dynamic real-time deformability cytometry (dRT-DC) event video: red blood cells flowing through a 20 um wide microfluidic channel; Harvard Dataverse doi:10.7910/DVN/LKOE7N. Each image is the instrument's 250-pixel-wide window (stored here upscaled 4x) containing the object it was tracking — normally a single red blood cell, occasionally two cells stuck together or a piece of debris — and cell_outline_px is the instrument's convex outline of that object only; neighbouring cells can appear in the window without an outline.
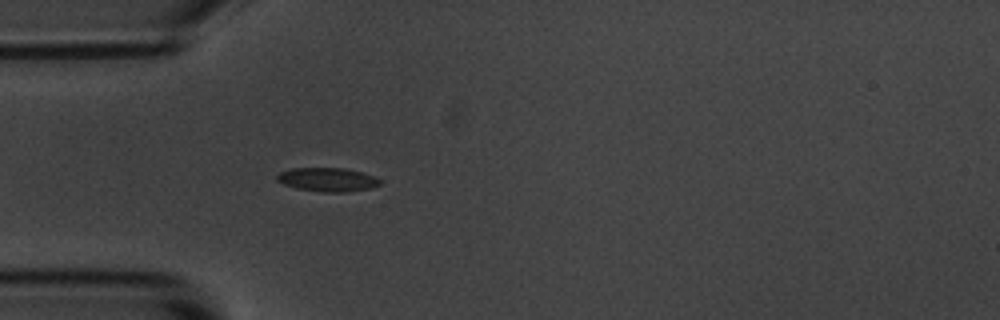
{"species": "common noctule bat (a hibernating species)", "species_latin": "Nyctalus noctula", "temperature_condition": "room temperature", "stored_images_in_passage": 4, "camera_frame_rate_fps": 3000, "um_per_image_px": 0.085, "animal": {"sex": "male", "body_mass_g": 20.1, "forearm_length_mm": 53.5}, "frame": {"image": 1, "passage_image": 4, "time_ms": 3.667, "image_size_px": [1000, 320], "cell_outline_px": [[380, 184], [368, 188], [344, 192], [324, 192], [296, 188], [284, 184], [276, 180], [276, 176], [280, 172], [292, 168], [344, 168], [360, 172], [372, 176], [380, 180]], "centroid_in_image_um": [27.78, 15.26], "position_along_channel_um": 57.2, "area_um2": 13.99}}